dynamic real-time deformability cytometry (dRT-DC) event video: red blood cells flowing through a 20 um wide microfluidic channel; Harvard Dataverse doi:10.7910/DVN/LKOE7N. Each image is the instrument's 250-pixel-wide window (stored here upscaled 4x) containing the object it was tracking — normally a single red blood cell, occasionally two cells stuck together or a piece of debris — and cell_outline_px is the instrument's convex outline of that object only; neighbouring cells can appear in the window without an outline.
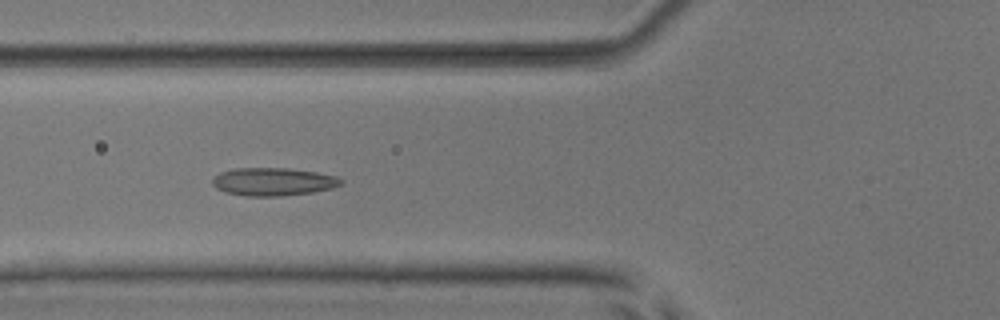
{"species": "common noctule bat (a hibernating species)", "species_latin": "Nyctalus noctula", "temperature_condition": "room temperature", "stored_images_in_passage": 52, "camera_frame_rate_fps": 3000, "um_per_image_px": 0.085, "animal": {"sex": "male", "body_mass_g": 17.9, "forearm_length_mm": 54.2}, "frame": {"image": 1, "passage_image": 20, "time_ms": 6.333, "image_size_px": [1000, 320], "cell_outline_px": [[344, 184], [332, 188], [312, 192], [276, 196], [244, 196], [224, 192], [216, 188], [212, 184], [212, 180], [220, 172], [236, 168], [288, 168], [316, 172], [336, 176], [344, 180]], "centroid_in_image_um": [23.23, 15.44], "position_along_channel_um": 102.6, "area_um2": 20.98}}
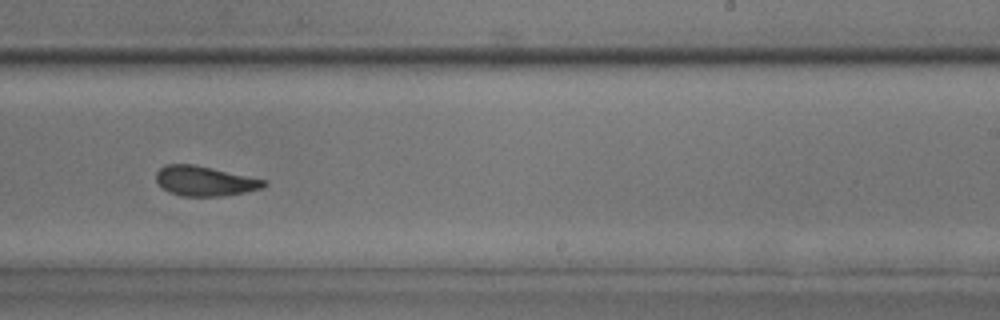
{"frame": {"image": 2, "passage_image": 33, "time_ms": 10.667, "image_size_px": [1000, 320], "cell_outline_px": [[268, 184], [264, 188], [244, 192], [220, 196], [180, 196], [168, 192], [156, 180], [156, 172], [164, 164], [192, 164], [212, 168], [268, 180]], "centroid_in_image_um": [17.42, 15.38], "position_along_channel_um": 271.6, "area_um2": 18.79}}
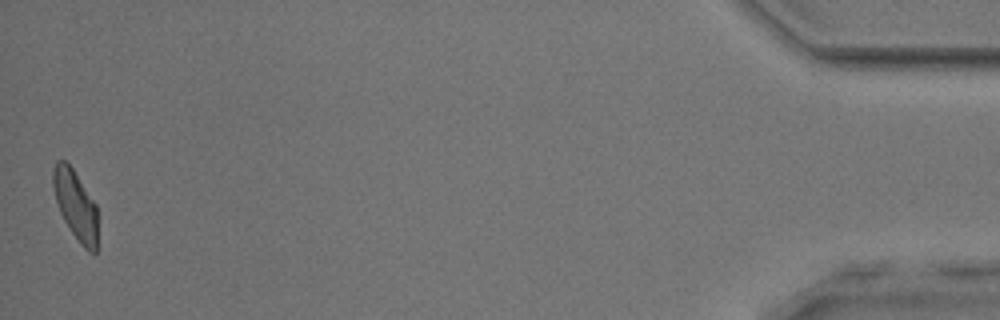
{"frame": {"image": 3, "passage_image": 52, "time_ms": 17.0, "image_size_px": [1000, 320], "cell_outline_px": [[96, 252], [88, 252], [80, 244], [64, 220], [60, 212], [52, 188], [52, 168], [56, 160], [64, 160], [72, 168], [96, 204]], "centroid_in_image_um": [6.38, 17.4], "position_along_channel_um": 428.8, "area_um2": 17.8}, "authors_computed_cell_mechanics": {"area_um2": 19.2763, "velocity_mm_per_s": 3.9157, "shape_relaxation_time_tau1_ms": 5.3682, "shape_relaxation_time_tau2_ms": 1.6441, "deformation_change_tau1": 0.1079, "deformation_change_tau2": 0.0899}}